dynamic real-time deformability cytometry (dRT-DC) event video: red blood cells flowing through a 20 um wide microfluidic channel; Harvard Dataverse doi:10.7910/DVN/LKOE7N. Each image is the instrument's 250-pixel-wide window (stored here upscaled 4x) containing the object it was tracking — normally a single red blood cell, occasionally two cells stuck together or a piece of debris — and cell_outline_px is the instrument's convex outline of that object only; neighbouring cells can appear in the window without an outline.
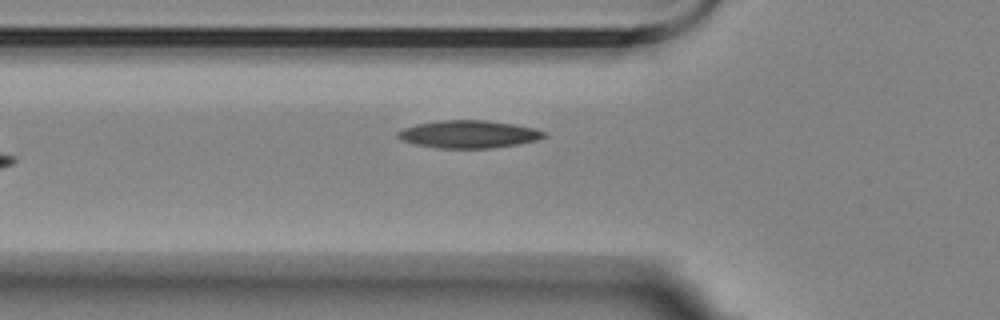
{"species": "Egyptian fruit bat (a non-hibernating species)", "species_latin": "Rousettus aegyptiacus", "temperature_condition": "room temperature", "stored_images_in_passage": 6, "camera_frame_rate_fps": 3000, "um_per_image_px": 0.085, "animal": {"sex": "female"}, "frame": {"image": 1, "passage_image": 6, "time_ms": 1.667, "image_size_px": [1000, 320], "cell_outline_px": [[548, 136], [536, 140], [516, 144], [492, 148], [436, 148], [416, 144], [400, 140], [396, 136], [396, 132], [404, 128], [416, 124], [440, 120], [488, 120], [536, 128], [544, 132]], "centroid_in_image_um": [39.81, 11.4], "position_along_channel_um": 86.0, "area_um2": 23.58}}